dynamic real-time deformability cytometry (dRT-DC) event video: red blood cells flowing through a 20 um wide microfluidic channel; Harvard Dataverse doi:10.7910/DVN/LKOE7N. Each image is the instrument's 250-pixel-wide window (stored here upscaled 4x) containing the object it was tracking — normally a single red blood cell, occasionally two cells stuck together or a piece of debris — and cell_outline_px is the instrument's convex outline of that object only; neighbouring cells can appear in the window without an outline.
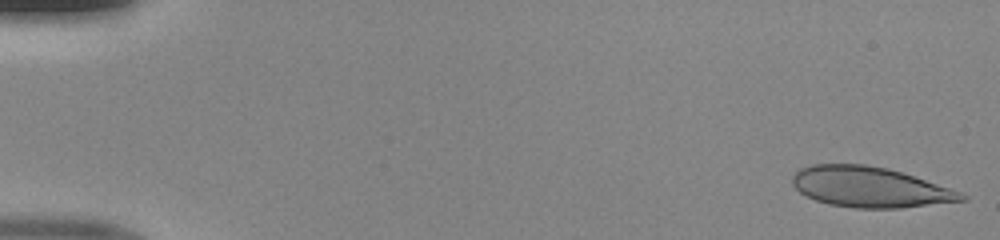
{"species": "human", "species_latin": "Homo sapiens", "temperature_condition": "room temperature", "stored_images_in_passage": 48, "camera_frame_rate_fps": 3000, "um_per_image_px": 0.085, "donor": {"sex": "male"}, "frame": {"image": 1, "passage_image": 1, "time_ms": 0.0, "image_size_px": [1000, 240], "cell_outline_px": [[968, 200], [900, 208], [856, 208], [828, 204], [816, 200], [800, 192], [792, 184], [792, 176], [800, 168], [812, 164], [864, 164], [888, 168], [960, 192], [968, 196]], "centroid_in_image_um": [73.9, 15.9], "position_along_channel_um": 11.1, "area_um2": 39.48}}
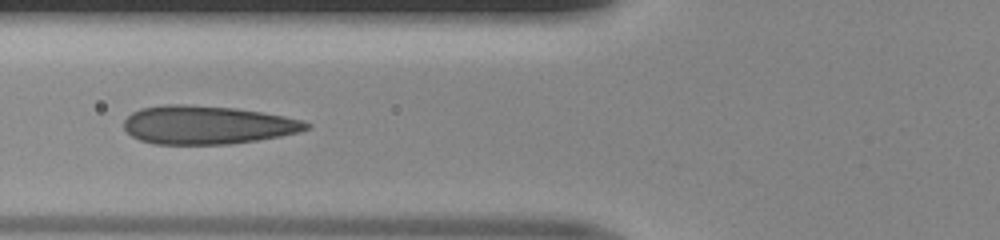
{"frame": {"image": 2, "passage_image": 19, "time_ms": 6.0, "image_size_px": [1000, 240], "cell_outline_px": [[312, 124], [308, 128], [300, 132], [280, 136], [232, 144], [156, 144], [140, 140], [132, 136], [124, 128], [124, 120], [132, 112], [140, 108], [164, 104], [188, 104], [236, 108], [284, 116], [304, 120]], "centroid_in_image_um": [17.62, 10.61], "position_along_channel_um": 108.2, "area_um2": 40.98}}
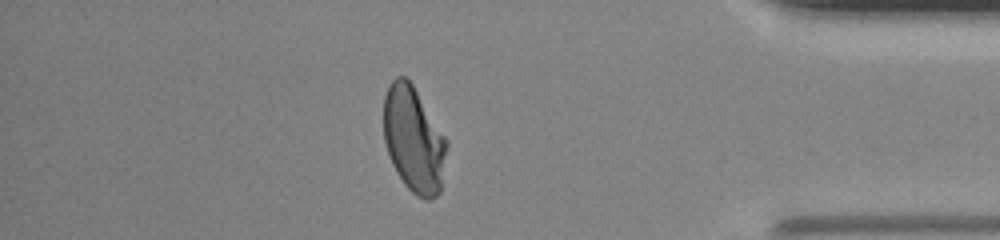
{"frame": {"image": 3, "passage_image": 42, "time_ms": 13.667, "image_size_px": [1000, 240], "cell_outline_px": [[448, 144], [440, 192], [436, 196], [428, 200], [424, 200], [416, 196], [404, 184], [396, 172], [392, 164], [384, 140], [384, 96], [388, 84], [396, 76], [404, 76], [412, 84], [448, 140]], "centroid_in_image_um": [35.17, 11.87], "position_along_channel_um": 400.0, "area_um2": 39.02}}